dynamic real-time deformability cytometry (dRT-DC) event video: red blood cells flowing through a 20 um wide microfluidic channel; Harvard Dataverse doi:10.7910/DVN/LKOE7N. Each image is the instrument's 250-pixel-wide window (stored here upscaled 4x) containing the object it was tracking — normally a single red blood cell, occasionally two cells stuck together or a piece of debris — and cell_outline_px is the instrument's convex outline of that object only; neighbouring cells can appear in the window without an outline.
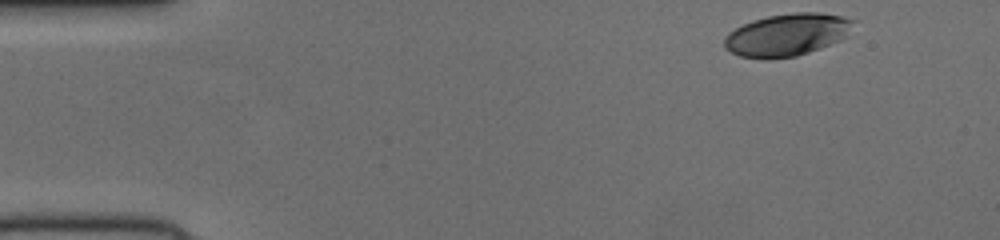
{"species": "human", "species_latin": "Homo sapiens", "temperature_condition": "cold", "stored_images_in_passage": 48, "camera_frame_rate_fps": 3000, "um_per_image_px": 0.085, "donor": {"sex": "female"}, "frame": {"image": 1, "passage_image": 1, "time_ms": 0.0, "image_size_px": [1000, 240], "cell_outline_px": [[856, 20], [844, 36], [840, 40], [820, 48], [796, 56], [740, 56], [724, 48], [724, 36], [728, 32], [752, 20], [768, 16], [792, 12], [820, 12], [844, 16]], "centroid_in_image_um": [66.91, 2.9], "position_along_channel_um": 18.1, "area_um2": 31.15}}
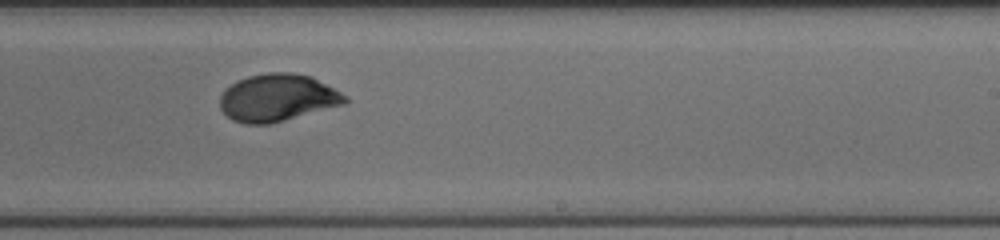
{"frame": {"image": 2, "passage_image": 28, "time_ms": 9.0, "image_size_px": [1000, 240], "cell_outline_px": [[348, 100], [344, 104], [284, 120], [268, 124], [244, 124], [232, 120], [220, 108], [220, 96], [236, 80], [248, 76], [268, 72], [292, 72], [312, 76], [348, 96]], "centroid_in_image_um": [23.59, 8.3], "position_along_channel_um": 265.4, "area_um2": 34.39}}
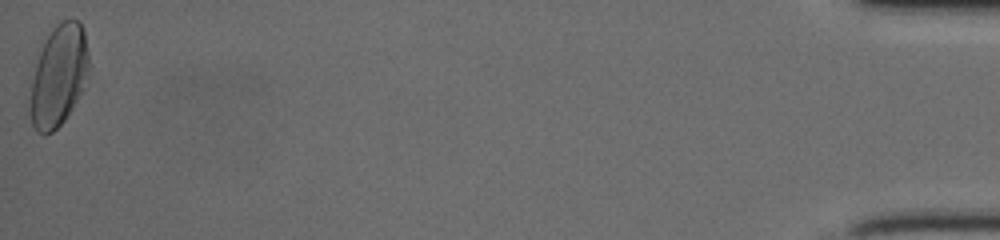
{"frame": {"image": 3, "passage_image": 48, "time_ms": 15.667, "image_size_px": [1000, 240], "cell_outline_px": [[88, 64], [84, 88], [72, 108], [64, 120], [52, 132], [44, 136], [36, 132], [32, 124], [28, 112], [28, 100], [32, 80], [36, 64], [40, 52], [52, 28], [60, 20], [76, 20], [80, 24], [84, 32], [88, 56]], "centroid_in_image_um": [4.94, 6.5], "position_along_channel_um": 430.3, "area_um2": 34.56}}